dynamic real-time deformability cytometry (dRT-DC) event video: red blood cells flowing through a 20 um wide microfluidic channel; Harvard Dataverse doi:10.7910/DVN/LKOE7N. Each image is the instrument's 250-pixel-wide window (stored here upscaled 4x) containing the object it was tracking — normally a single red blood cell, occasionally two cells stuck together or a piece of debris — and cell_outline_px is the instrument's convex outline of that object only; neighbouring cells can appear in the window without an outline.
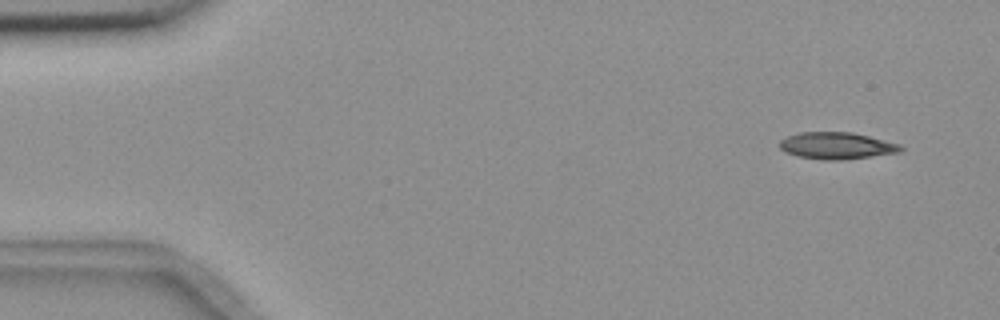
{"species": "common noctule bat (a hibernating species)", "species_latin": "Nyctalus noctula", "temperature_condition": "room temperature", "stored_images_in_passage": 4, "camera_frame_rate_fps": 3000, "um_per_image_px": 0.085, "animal": {"sex": "female", "body_mass_g": 18.4}, "frame": {"image": 1, "passage_image": 1, "time_ms": 0.0, "image_size_px": [1000, 320], "cell_outline_px": [[904, 148], [900, 152], [840, 160], [824, 160], [800, 156], [784, 152], [780, 148], [780, 140], [788, 136], [800, 132], [852, 132], [900, 144]], "centroid_in_image_um": [71.11, 12.38], "position_along_channel_um": 13.9, "area_um2": 18.73}}
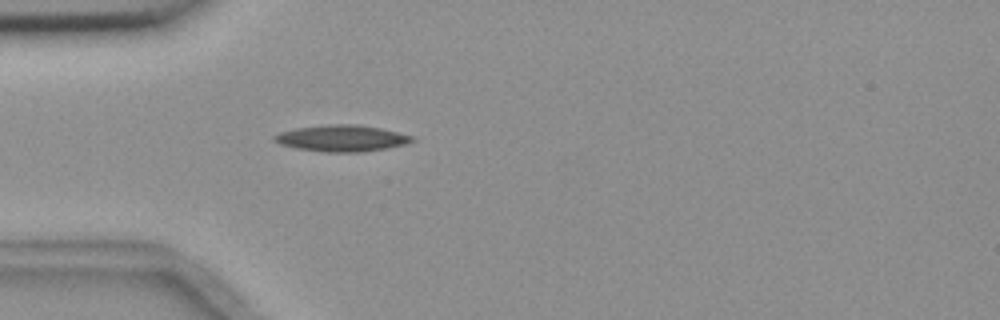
{"frame": {"image": 2, "passage_image": 4, "time_ms": 4.0, "image_size_px": [1000, 320], "cell_outline_px": [[416, 140], [404, 144], [388, 148], [360, 152], [328, 152], [296, 148], [280, 144], [272, 140], [272, 136], [280, 132], [296, 128], [328, 124], [360, 124], [380, 128], [412, 136]], "centroid_in_image_um": [29.02, 11.75], "position_along_channel_um": 56.0, "area_um2": 21.15}}